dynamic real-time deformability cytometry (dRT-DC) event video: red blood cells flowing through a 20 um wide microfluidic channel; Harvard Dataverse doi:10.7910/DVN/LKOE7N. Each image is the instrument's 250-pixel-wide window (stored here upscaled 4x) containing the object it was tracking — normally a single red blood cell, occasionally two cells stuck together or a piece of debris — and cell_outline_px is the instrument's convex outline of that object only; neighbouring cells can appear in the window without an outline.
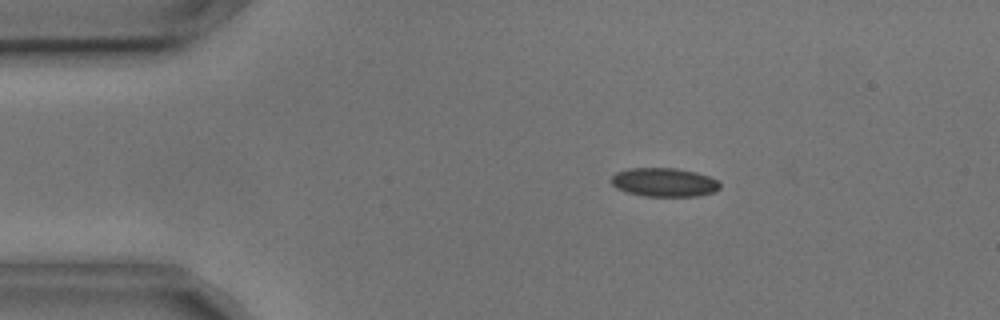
{"species": "common noctule bat (a hibernating species)", "species_latin": "Nyctalus noctula", "temperature_condition": "cold", "stored_images_in_passage": 7, "camera_frame_rate_fps": 3000, "um_per_image_px": 0.085, "animal": {"sex": "male", "body_mass_g": 17.9, "forearm_length_mm": 54.2}, "frame": {"image": 1, "passage_image": 3, "time_ms": 0.667, "image_size_px": [1000, 320], "cell_outline_px": [[720, 188], [712, 192], [696, 196], [644, 196], [628, 192], [616, 188], [612, 184], [612, 176], [616, 172], [628, 168], [676, 168], [696, 172], [708, 176], [716, 180], [720, 184]], "centroid_in_image_um": [56.43, 15.49], "position_along_channel_um": 28.6, "area_um2": 18.09}}